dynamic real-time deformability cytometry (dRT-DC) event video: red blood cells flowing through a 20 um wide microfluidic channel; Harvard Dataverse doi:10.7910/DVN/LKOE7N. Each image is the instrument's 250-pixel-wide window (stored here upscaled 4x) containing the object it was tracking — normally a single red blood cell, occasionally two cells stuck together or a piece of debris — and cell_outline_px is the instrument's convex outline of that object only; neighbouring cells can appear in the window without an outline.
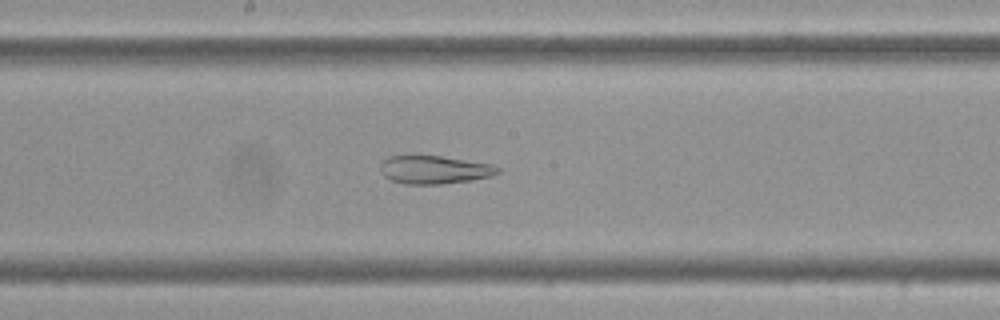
{"species": "Egyptian fruit bat (a non-hibernating species)", "species_latin": "Rousettus aegyptiacus", "temperature_condition": "cold", "stored_images_in_passage": 45, "camera_frame_rate_fps": 3000, "um_per_image_px": 0.085, "frame": {"image": 1, "passage_image": 22, "time_ms": 7.0, "image_size_px": [1000, 320], "cell_outline_px": [[500, 172], [492, 176], [472, 180], [440, 184], [404, 184], [392, 180], [384, 176], [380, 172], [380, 164], [388, 156], [440, 156], [492, 164], [500, 168]], "centroid_in_image_um": [36.92, 14.43], "position_along_channel_um": 211.3, "area_um2": 19.25}}
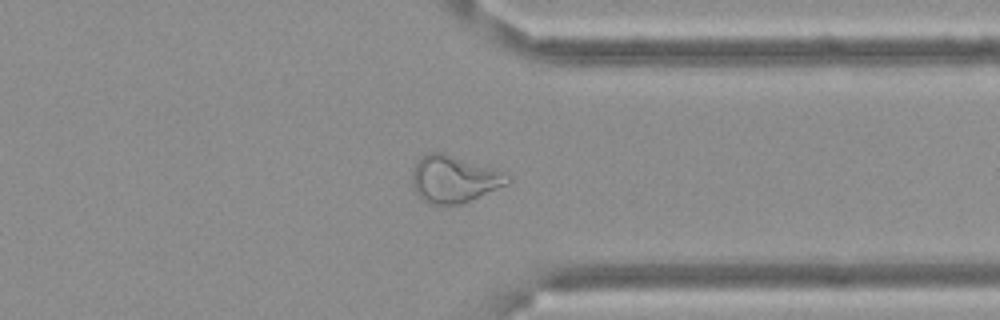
{"frame": {"image": 2, "passage_image": 36, "time_ms": 11.667, "image_size_px": [1000, 320], "cell_outline_px": [[512, 180], [508, 184], [460, 204], [428, 204], [416, 192], [412, 184], [412, 176], [416, 164], [428, 152], [444, 152], [504, 172], [512, 176]], "centroid_in_image_um": [38.62, 15.22], "position_along_channel_um": 372.8, "area_um2": 25.84}}
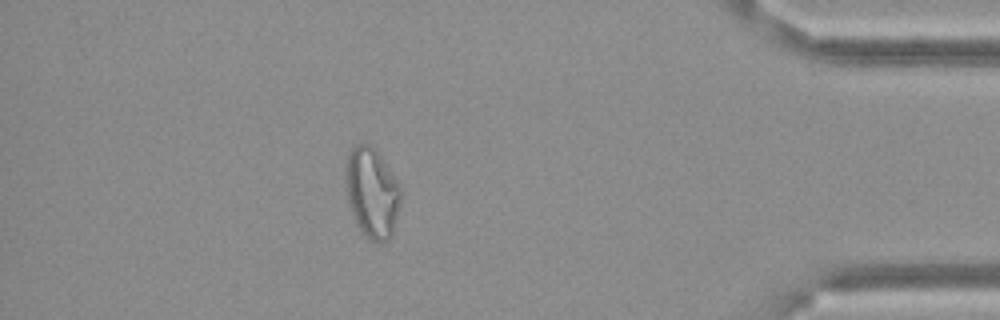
{"frame": {"image": 3, "passage_image": 42, "time_ms": 13.667, "image_size_px": [1000, 320], "cell_outline_px": [[400, 200], [392, 236], [388, 240], [380, 244], [372, 240], [360, 232], [348, 200], [348, 156], [352, 148], [356, 144], [368, 144], [380, 156], [400, 184]], "centroid_in_image_um": [31.66, 16.44], "position_along_channel_um": 403.5, "area_um2": 27.98}}